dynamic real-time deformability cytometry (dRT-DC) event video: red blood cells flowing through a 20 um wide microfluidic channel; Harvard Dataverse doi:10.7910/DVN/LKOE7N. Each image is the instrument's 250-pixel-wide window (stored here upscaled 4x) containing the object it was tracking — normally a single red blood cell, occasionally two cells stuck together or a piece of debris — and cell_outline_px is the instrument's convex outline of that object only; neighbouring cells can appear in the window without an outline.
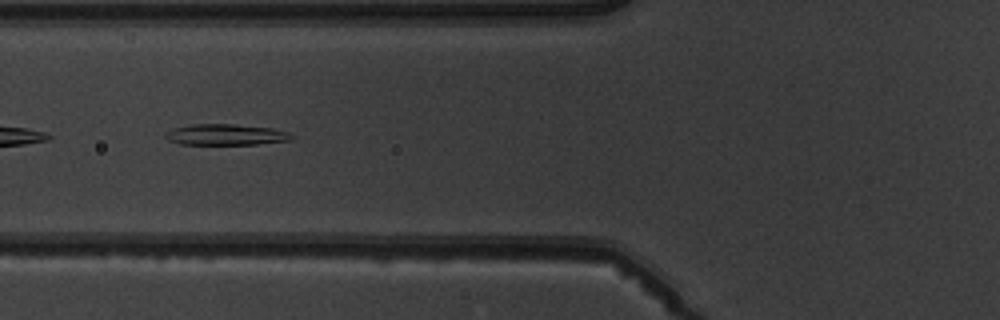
{"species": "common noctule bat (a hibernating species)", "species_latin": "Nyctalus noctula", "temperature_condition": "warm", "stored_images_in_passage": 8, "camera_frame_rate_fps": 3000, "um_per_image_px": 0.085, "animal": {"sex": "male", "body_mass_g": 19.5, "forearm_length_mm": 54.6}, "frame": {"image": 1, "passage_image": 6, "time_ms": 6.667, "image_size_px": [1000, 320], "cell_outline_px": [[296, 136], [288, 140], [256, 144], [180, 144], [168, 140], [164, 136], [172, 128], [192, 124], [236, 124], [272, 128], [288, 132]], "centroid_in_image_um": [19.19, 11.44], "position_along_channel_um": 106.6, "area_um2": 15.37}}
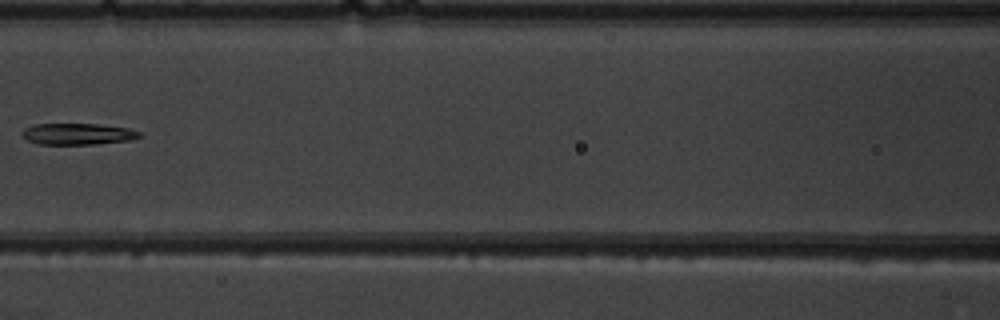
{"frame": {"image": 2, "passage_image": 7, "time_ms": 8.0, "image_size_px": [1000, 320], "cell_outline_px": [[140, 136], [132, 140], [96, 144], [36, 144], [20, 136], [20, 132], [24, 128], [32, 124], [96, 124], [128, 128], [140, 132]], "centroid_in_image_um": [6.54, 11.39], "position_along_channel_um": 160.1, "area_um2": 14.74}}
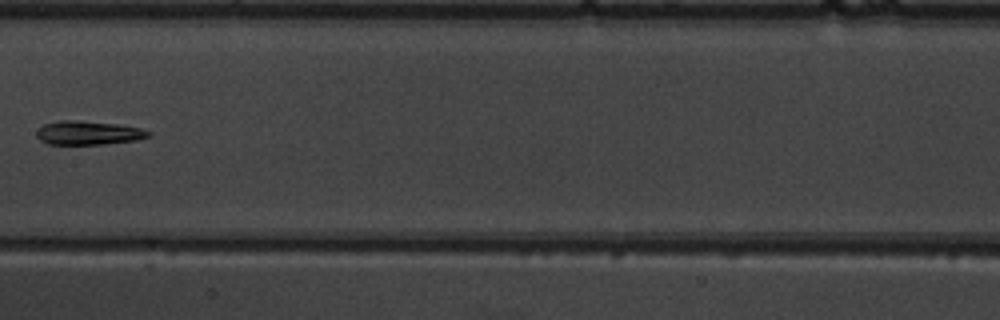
{"frame": {"image": 3, "passage_image": 8, "time_ms": 9.0, "image_size_px": [1000, 320], "cell_outline_px": [[152, 132], [148, 136], [136, 140], [104, 144], [48, 144], [40, 140], [36, 136], [36, 132], [44, 124], [60, 120], [80, 120], [120, 124], [140, 128]], "centroid_in_image_um": [7.5, 11.28], "position_along_channel_um": 199.9, "area_um2": 15.55}}